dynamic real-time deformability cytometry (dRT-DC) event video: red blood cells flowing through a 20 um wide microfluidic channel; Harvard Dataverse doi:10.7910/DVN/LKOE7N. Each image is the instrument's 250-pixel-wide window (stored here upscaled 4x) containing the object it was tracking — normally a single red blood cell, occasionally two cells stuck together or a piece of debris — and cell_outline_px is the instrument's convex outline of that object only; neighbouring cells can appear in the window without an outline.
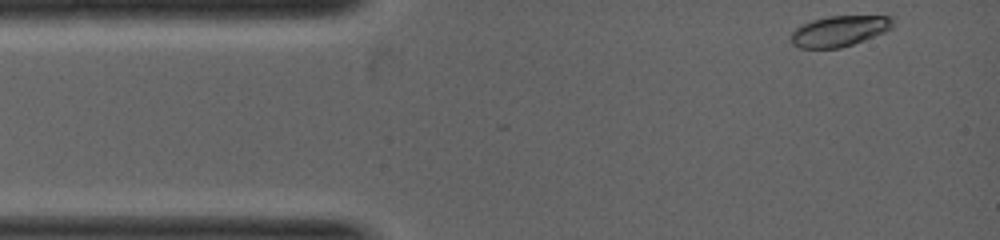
{"species": "common noctule bat (a hibernating species)", "species_latin": "Nyctalus noctula", "temperature_condition": "warm", "stored_images_in_passage": 2, "segment_of_instrument_passage": [2, 2], "camera_frame_rate_fps": 5000, "um_per_image_px": 0.085, "animal": {"sex": "female", "body_mass_g": 19.0, "forearm_length_mm": 53.3}, "frame": {"image": 1, "passage_image": 2, "time_ms": 1.0, "image_size_px": [1000, 240], "cell_outline_px": [[892, 28], [884, 32], [864, 40], [840, 48], [800, 48], [792, 44], [792, 32], [800, 24], [812, 20], [828, 16], [892, 16]], "centroid_in_image_um": [71.32, 2.63], "position_along_channel_um": 13.7, "area_um2": 18.09}}